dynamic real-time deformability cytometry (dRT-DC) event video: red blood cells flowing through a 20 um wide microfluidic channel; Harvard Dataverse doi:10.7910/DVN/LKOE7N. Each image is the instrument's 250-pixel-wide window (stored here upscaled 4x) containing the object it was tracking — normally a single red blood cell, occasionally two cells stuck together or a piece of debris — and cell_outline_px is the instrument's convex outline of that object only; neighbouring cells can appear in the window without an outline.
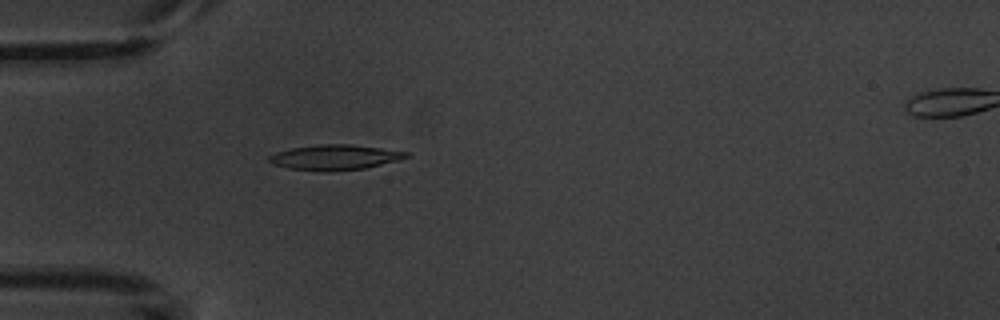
{"species": "common noctule bat (a hibernating species)", "species_latin": "Nyctalus noctula", "temperature_condition": "warm", "stored_images_in_passage": 6, "segment_of_instrument_passage": [1, 2], "camera_frame_rate_fps": 3000, "um_per_image_px": 0.085, "animal": {"sex": "male", "body_mass_g": 20.1, "forearm_length_mm": 53.5}, "frame": {"image": 1, "passage_image": 5, "time_ms": 5.333, "image_size_px": [1000, 320], "cell_outline_px": [[412, 156], [400, 160], [364, 168], [328, 172], [288, 168], [272, 164], [268, 160], [268, 156], [276, 152], [292, 148], [320, 144], [348, 144], [380, 148], [408, 152]], "centroid_in_image_um": [28.47, 13.37], "position_along_channel_um": 56.5, "area_um2": 20.11}}